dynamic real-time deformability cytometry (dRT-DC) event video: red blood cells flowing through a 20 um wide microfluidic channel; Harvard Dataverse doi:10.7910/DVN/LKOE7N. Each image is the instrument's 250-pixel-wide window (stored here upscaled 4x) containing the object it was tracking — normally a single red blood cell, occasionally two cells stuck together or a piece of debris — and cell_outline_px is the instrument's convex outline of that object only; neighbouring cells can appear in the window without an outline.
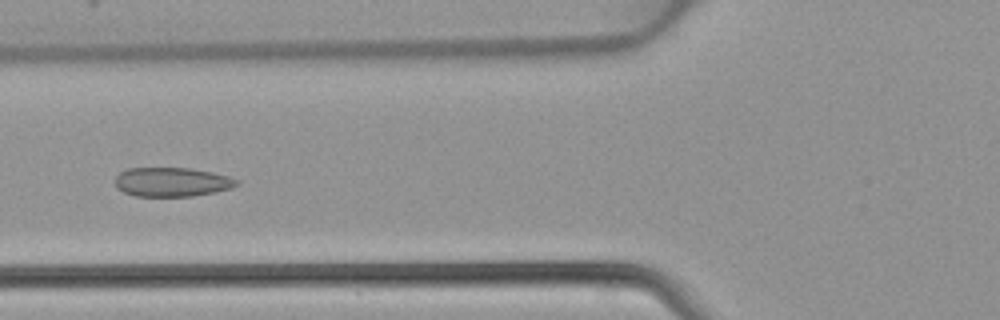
{"species": "common noctule bat (a hibernating species)", "species_latin": "Nyctalus noctula", "temperature_condition": "warm", "stored_images_in_passage": 37, "camera_frame_rate_fps": 3000, "um_per_image_px": 0.085, "animal": {"sex": "female", "body_mass_g": 22.7, "forearm_length_mm": 54.2}, "frame": {"image": 1, "passage_image": 8, "time_ms": 2.333, "image_size_px": [1000, 320], "cell_outline_px": [[240, 184], [232, 188], [192, 196], [136, 196], [124, 192], [116, 188], [116, 176], [120, 172], [128, 168], [192, 168], [212, 172], [228, 176], [240, 180]], "centroid_in_image_um": [14.63, 15.46], "position_along_channel_um": 111.2, "area_um2": 20.69}}
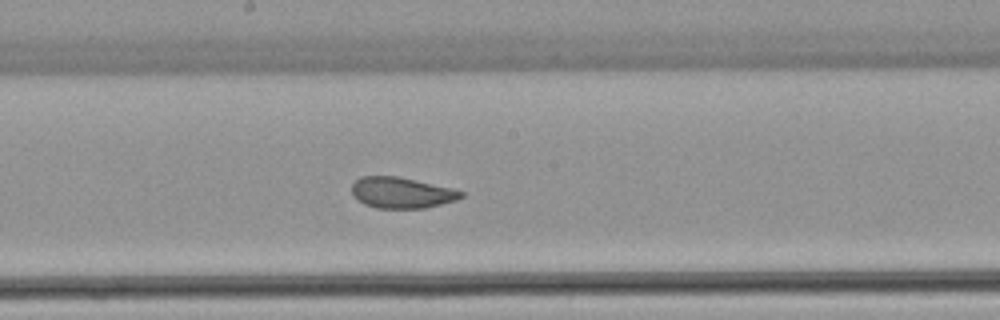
{"frame": {"image": 2, "passage_image": 15, "time_ms": 4.667, "image_size_px": [1000, 320], "cell_outline_px": [[464, 196], [456, 200], [424, 208], [376, 208], [364, 204], [352, 196], [352, 184], [360, 176], [396, 176], [416, 180], [452, 188], [464, 192]], "centroid_in_image_um": [34.11, 16.38], "position_along_channel_um": 214.1, "area_um2": 19.71}}
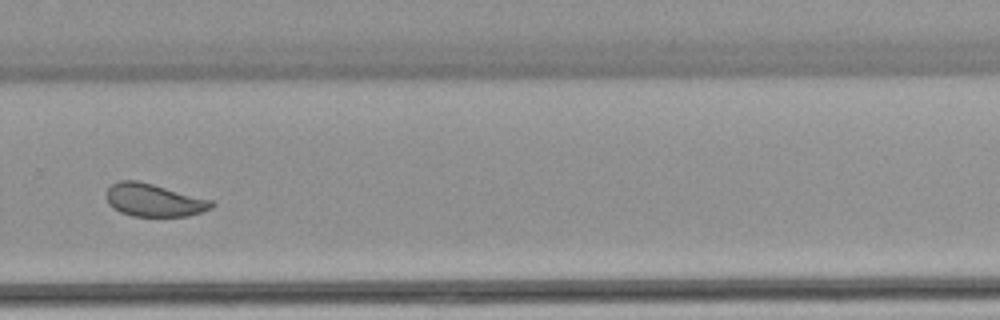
{"frame": {"image": 3, "passage_image": 22, "time_ms": 7.0, "image_size_px": [1000, 320], "cell_outline_px": [[216, 204], [212, 208], [188, 216], [132, 216], [120, 212], [112, 208], [108, 204], [108, 188], [112, 184], [120, 180], [136, 180], [152, 184], [212, 200]], "centroid_in_image_um": [13.09, 17.02], "position_along_channel_um": 316.7, "area_um2": 19.94}}